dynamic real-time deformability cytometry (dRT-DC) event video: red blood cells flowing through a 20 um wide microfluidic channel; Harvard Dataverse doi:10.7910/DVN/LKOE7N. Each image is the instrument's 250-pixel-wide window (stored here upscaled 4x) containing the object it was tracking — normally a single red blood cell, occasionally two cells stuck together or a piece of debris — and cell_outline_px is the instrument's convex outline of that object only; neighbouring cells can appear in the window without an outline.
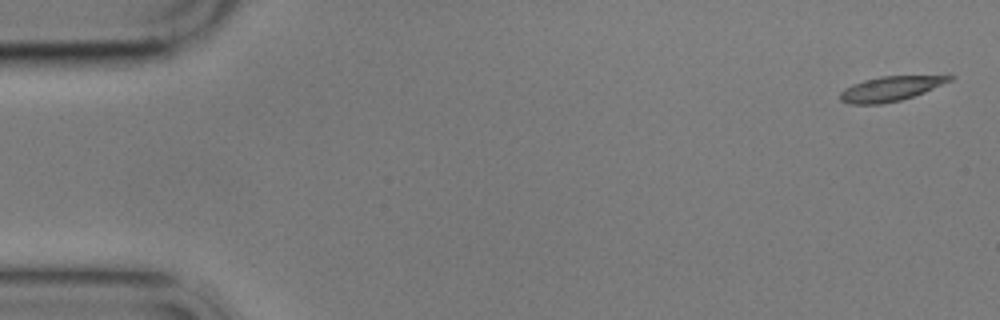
{"species": "common noctule bat (a hibernating species)", "species_latin": "Nyctalus noctula", "temperature_condition": "cold", "stored_images_in_passage": 5, "camera_frame_rate_fps": 3000, "um_per_image_px": 0.085, "animal": {"sex": "male", "body_mass_g": 17.9}, "frame": {"image": 1, "passage_image": 1, "time_ms": 0.0, "image_size_px": [1000, 320], "cell_outline_px": [[956, 76], [952, 80], [924, 92], [900, 100], [880, 104], [848, 104], [840, 100], [840, 92], [844, 88], [852, 84], [864, 80], [880, 76]], "centroid_in_image_um": [75.63, 7.54], "position_along_channel_um": 9.4, "area_um2": 15.55}}
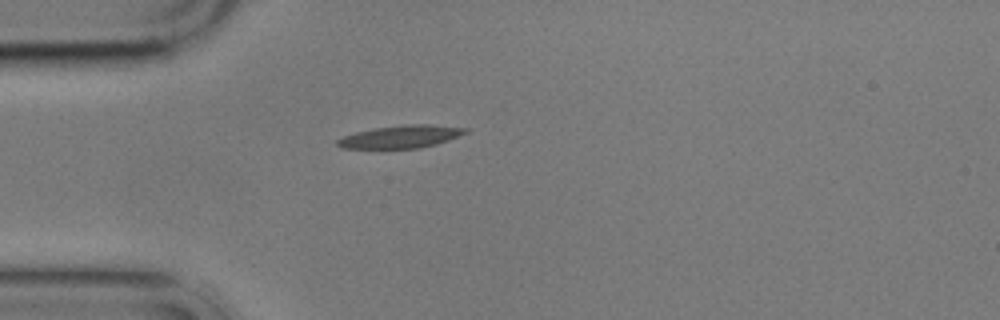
{"frame": {"image": 2, "passage_image": 4, "time_ms": 4.667, "image_size_px": [1000, 320], "cell_outline_px": [[468, 132], [448, 140], [436, 144], [420, 148], [340, 148], [336, 144], [336, 140], [344, 136], [356, 132], [376, 128], [404, 124], [432, 124], [468, 128]], "centroid_in_image_um": [34.09, 11.61], "position_along_channel_um": 50.9, "area_um2": 16.88}}